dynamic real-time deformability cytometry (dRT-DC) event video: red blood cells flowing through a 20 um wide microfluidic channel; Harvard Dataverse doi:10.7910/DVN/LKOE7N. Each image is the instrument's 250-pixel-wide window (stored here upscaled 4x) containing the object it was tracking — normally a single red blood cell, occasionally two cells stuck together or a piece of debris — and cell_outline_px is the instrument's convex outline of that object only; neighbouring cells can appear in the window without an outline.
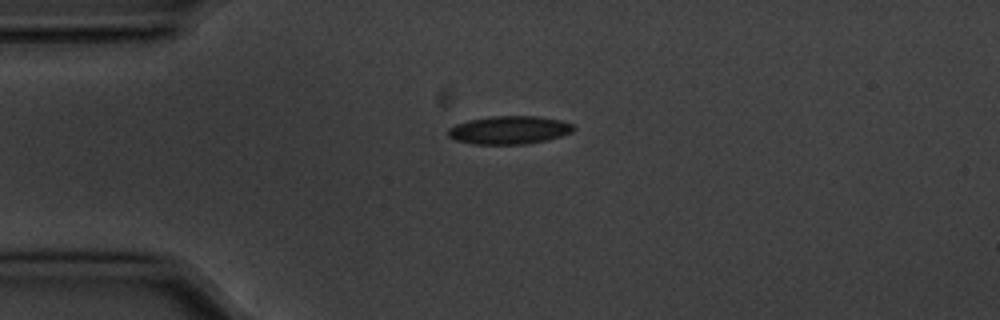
{"species": "common noctule bat (a hibernating species)", "species_latin": "Nyctalus noctula", "temperature_condition": "cold", "stored_images_in_passage": 44, "camera_frame_rate_fps": 3000, "um_per_image_px": 0.085, "animal": {"sex": "male", "body_mass_g": 20.1, "forearm_length_mm": 53.5}, "frame": {"image": 1, "passage_image": 1, "time_ms": 0.0, "image_size_px": [1000, 320], "cell_outline_px": [[576, 128], [572, 132], [548, 140], [524, 144], [472, 144], [456, 140], [448, 136], [448, 128], [456, 124], [468, 120], [492, 116], [536, 116], [560, 120], [572, 124]], "centroid_in_image_um": [43.28, 11.05], "position_along_channel_um": 41.7, "area_um2": 20.58}}
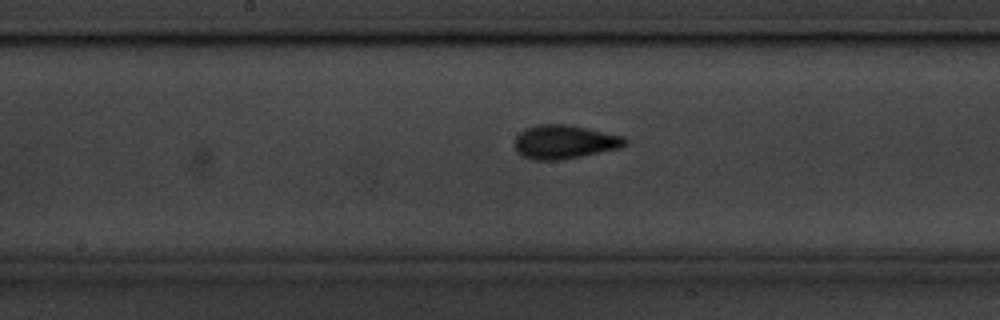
{"frame": {"image": 2, "passage_image": 16, "time_ms": 5.0, "image_size_px": [1000, 320], "cell_outline_px": [[628, 144], [620, 148], [580, 156], [556, 160], [532, 160], [520, 156], [516, 152], [516, 136], [520, 132], [536, 124], [568, 124], [624, 136], [628, 140]], "centroid_in_image_um": [47.98, 12.06], "position_along_channel_um": 200.2, "area_um2": 21.73}}
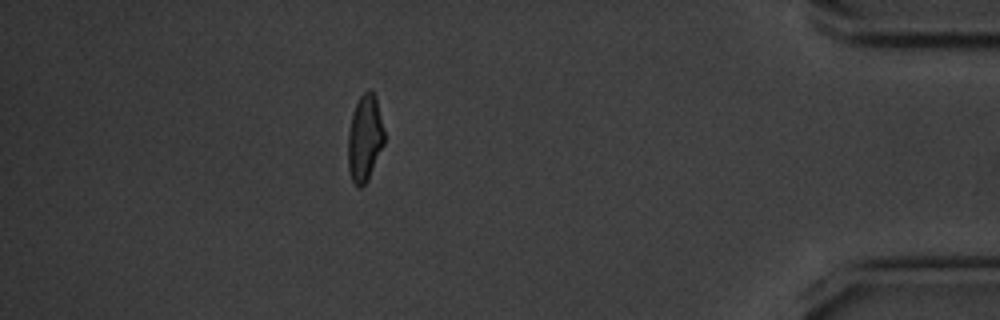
{"frame": {"image": 3, "passage_image": 37, "time_ms": 12.0, "image_size_px": [1000, 320], "cell_outline_px": [[384, 144], [368, 180], [360, 188], [352, 180], [348, 168], [348, 132], [352, 116], [356, 104], [360, 96], [368, 88], [376, 96], [384, 132]], "centroid_in_image_um": [31.01, 11.74], "position_along_channel_um": 404.2, "area_um2": 18.15}, "authors_computed_cell_mechanics": {"area_um2": 19.4497, "velocity_mm_per_s": 3.579, "shape_relaxation_time_tau1_ms": 2.7183, "shape_relaxation_time_tau2_ms": 1.7132, "deformation_change_tau1": 0.1257, "deformation_change_tau2": 0.0836}}